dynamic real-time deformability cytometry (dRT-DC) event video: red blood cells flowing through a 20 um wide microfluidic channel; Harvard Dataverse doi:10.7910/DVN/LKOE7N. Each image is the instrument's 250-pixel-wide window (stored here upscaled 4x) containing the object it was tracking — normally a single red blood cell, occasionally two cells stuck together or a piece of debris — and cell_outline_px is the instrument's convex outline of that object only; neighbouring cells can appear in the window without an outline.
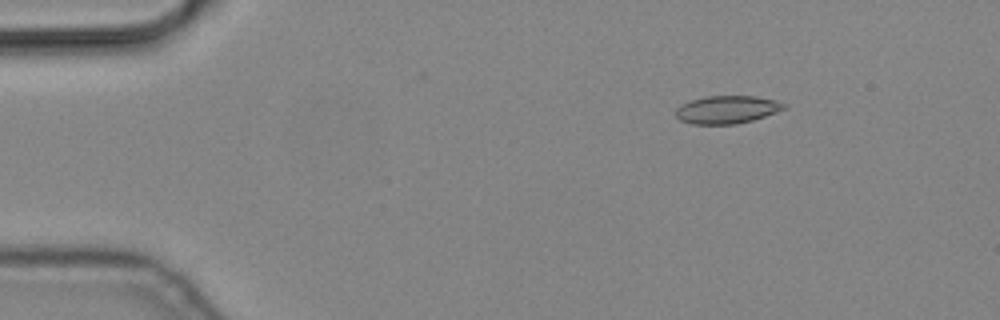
{"species": "common noctule bat (a hibernating species)", "species_latin": "Nyctalus noctula", "temperature_condition": "cold", "stored_images_in_passage": 8, "camera_frame_rate_fps": 3000, "um_per_image_px": 0.085, "animal": {"sex": "male", "body_mass_g": 19.2, "forearm_length_mm": 51.8}, "frame": {"image": 1, "passage_image": 3, "time_ms": 0.667, "image_size_px": [1000, 320], "cell_outline_px": [[788, 108], [752, 120], [736, 124], [692, 124], [680, 120], [676, 116], [676, 108], [680, 104], [704, 96], [756, 96], [776, 100], [788, 104]], "centroid_in_image_um": [61.81, 9.31], "position_along_channel_um": 23.2, "area_um2": 17.69}}
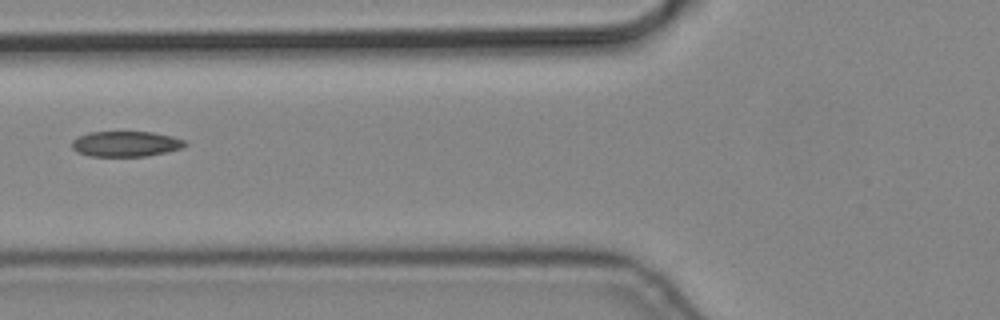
{"frame": {"image": 2, "passage_image": 7, "time_ms": 2.0, "image_size_px": [1000, 320], "cell_outline_px": [[188, 144], [184, 148], [168, 152], [144, 156], [88, 156], [76, 152], [72, 148], [72, 140], [88, 132], [152, 132], [172, 136], [188, 140]], "centroid_in_image_um": [10.74, 12.23], "position_along_channel_um": 115.1, "area_um2": 16.99}}
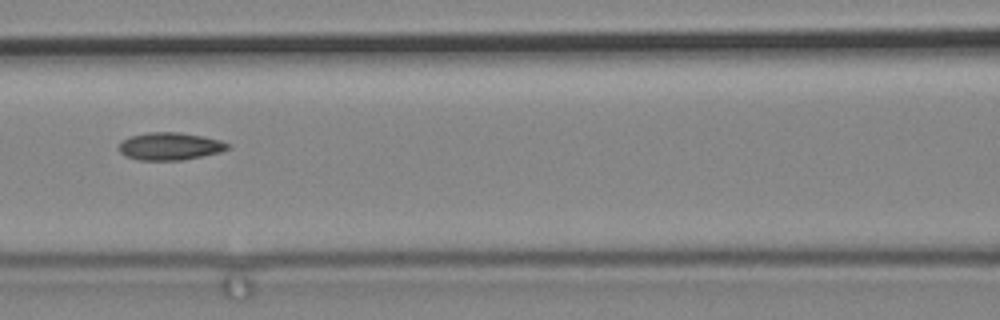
{"frame": {"image": 3, "passage_image": 8, "time_ms": 2.333, "image_size_px": [1000, 320], "cell_outline_px": [[232, 144], [228, 148], [220, 152], [184, 160], [140, 160], [124, 156], [116, 148], [128, 136], [148, 132], [180, 132], [220, 140]], "centroid_in_image_um": [14.42, 12.43], "position_along_channel_um": 152.2, "area_um2": 17.57}}